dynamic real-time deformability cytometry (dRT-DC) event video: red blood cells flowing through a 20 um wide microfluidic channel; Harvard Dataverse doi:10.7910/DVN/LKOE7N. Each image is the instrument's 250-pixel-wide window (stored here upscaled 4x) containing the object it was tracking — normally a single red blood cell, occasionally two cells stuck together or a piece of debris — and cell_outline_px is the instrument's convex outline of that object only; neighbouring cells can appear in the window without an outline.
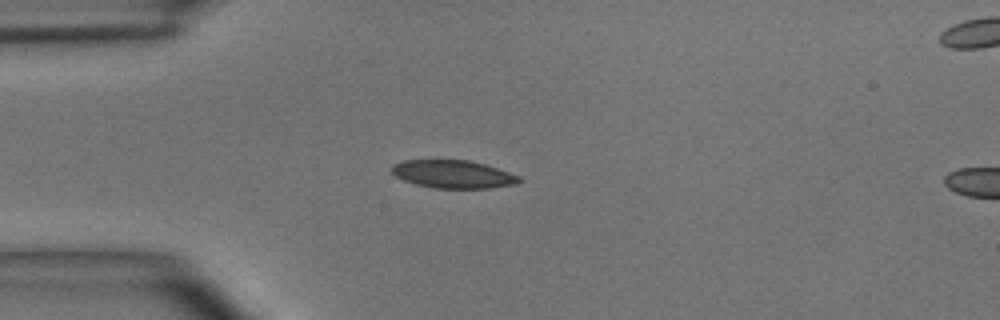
{"species": "common noctule bat (a hibernating species)", "species_latin": "Nyctalus noctula", "temperature_condition": "room temperature", "stored_images_in_passage": 2, "camera_frame_rate_fps": 3000, "um_per_image_px": 0.085, "animal": {"sex": "male", "body_mass_g": 15.6}, "frame": {"image": 1, "passage_image": 1, "time_ms": 0.0, "image_size_px": [1000, 320], "cell_outline_px": [[524, 180], [516, 184], [488, 188], [432, 188], [416, 184], [404, 180], [396, 176], [392, 172], [392, 164], [404, 160], [468, 160], [484, 164], [520, 176]], "centroid_in_image_um": [38.52, 14.81], "position_along_channel_um": 46.5, "area_um2": 20.69}}